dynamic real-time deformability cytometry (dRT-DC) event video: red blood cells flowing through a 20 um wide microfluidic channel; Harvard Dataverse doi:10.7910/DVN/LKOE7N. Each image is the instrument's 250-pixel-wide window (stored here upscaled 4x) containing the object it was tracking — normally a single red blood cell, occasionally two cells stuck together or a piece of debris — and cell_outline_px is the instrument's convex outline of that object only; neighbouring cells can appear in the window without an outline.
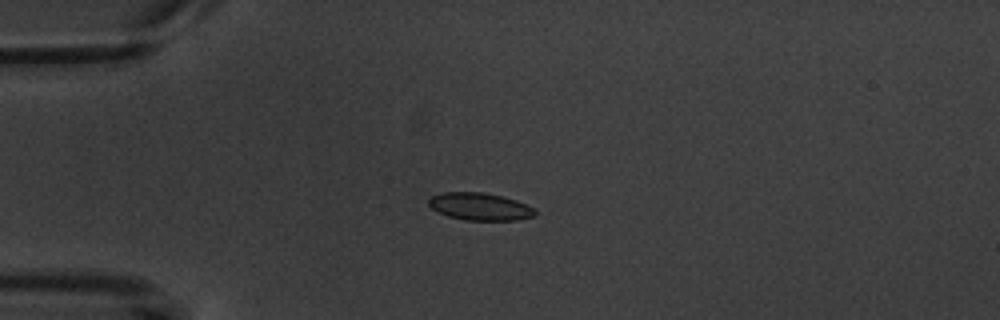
{"species": "common noctule bat (a hibernating species)", "species_latin": "Nyctalus noctula", "temperature_condition": "warm", "stored_images_in_passage": 4, "camera_frame_rate_fps": 3000, "um_per_image_px": 0.085, "animal": {"sex": "male", "body_mass_g": 20.1, "forearm_length_mm": 53.5}, "frame": {"image": 1, "passage_image": 3, "time_ms": 3.0, "image_size_px": [1000, 320], "cell_outline_px": [[536, 216], [516, 220], [464, 220], [448, 216], [432, 208], [428, 204], [428, 200], [432, 196], [444, 192], [484, 192], [516, 200], [536, 208]], "centroid_in_image_um": [40.83, 17.56], "position_along_channel_um": 44.2, "area_um2": 16.99}}